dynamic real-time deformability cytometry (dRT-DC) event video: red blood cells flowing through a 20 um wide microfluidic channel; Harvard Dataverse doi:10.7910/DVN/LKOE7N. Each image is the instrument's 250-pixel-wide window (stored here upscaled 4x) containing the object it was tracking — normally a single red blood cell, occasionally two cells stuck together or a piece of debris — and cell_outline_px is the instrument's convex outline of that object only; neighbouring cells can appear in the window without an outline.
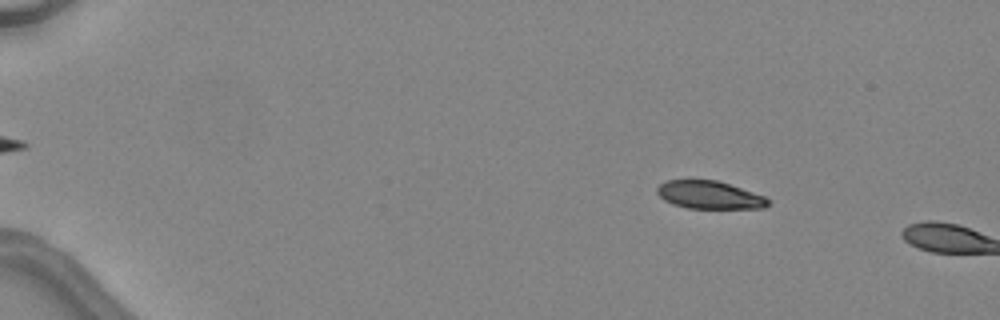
{"species": "common noctule bat (a hibernating species)", "species_latin": "Nyctalus noctula", "temperature_condition": "warm", "stored_images_in_passage": 2, "camera_frame_rate_fps": 3000, "um_per_image_px": 0.085, "animal": {"sex": "female", "body_mass_g": 24.6, "forearm_length_mm": 56.2}, "frame": {"image": 1, "passage_image": 1, "time_ms": 0.0, "image_size_px": [1000, 320], "cell_outline_px": [[768, 204], [764, 208], [688, 208], [672, 204], [664, 200], [656, 192], [656, 188], [664, 180], [716, 180], [764, 196], [768, 200]], "centroid_in_image_um": [60.24, 16.57], "position_along_channel_um": 24.8, "area_um2": 17.8}}